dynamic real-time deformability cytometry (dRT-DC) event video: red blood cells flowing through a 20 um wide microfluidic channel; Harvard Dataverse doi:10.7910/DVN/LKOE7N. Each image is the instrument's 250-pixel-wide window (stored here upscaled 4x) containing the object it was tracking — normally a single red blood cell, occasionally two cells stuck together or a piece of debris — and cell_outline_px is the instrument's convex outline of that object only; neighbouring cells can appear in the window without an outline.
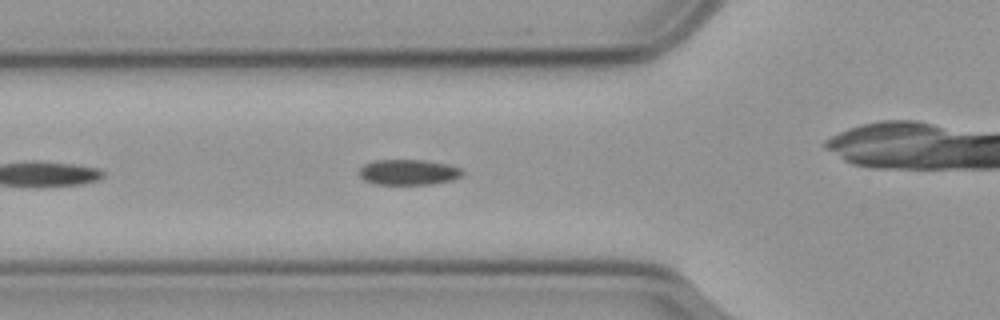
{"species": "common noctule bat (a hibernating species)", "species_latin": "Nyctalus noctula", "temperature_condition": "cold", "stored_images_in_passage": 21, "camera_frame_rate_fps": 3000, "um_per_image_px": 0.085, "animal": {"sex": "male", "body_mass_g": 23.1, "forearm_length_mm": 52.7}, "frame": {"image": 1, "passage_image": 7, "time_ms": 2.0, "image_size_px": [1000, 320], "cell_outline_px": [[464, 172], [460, 176], [452, 180], [432, 184], [372, 184], [364, 180], [360, 176], [360, 168], [364, 164], [372, 160], [420, 160], [448, 164], [460, 168]], "centroid_in_image_um": [34.69, 14.64], "position_along_channel_um": 91.1, "area_um2": 15.32}}